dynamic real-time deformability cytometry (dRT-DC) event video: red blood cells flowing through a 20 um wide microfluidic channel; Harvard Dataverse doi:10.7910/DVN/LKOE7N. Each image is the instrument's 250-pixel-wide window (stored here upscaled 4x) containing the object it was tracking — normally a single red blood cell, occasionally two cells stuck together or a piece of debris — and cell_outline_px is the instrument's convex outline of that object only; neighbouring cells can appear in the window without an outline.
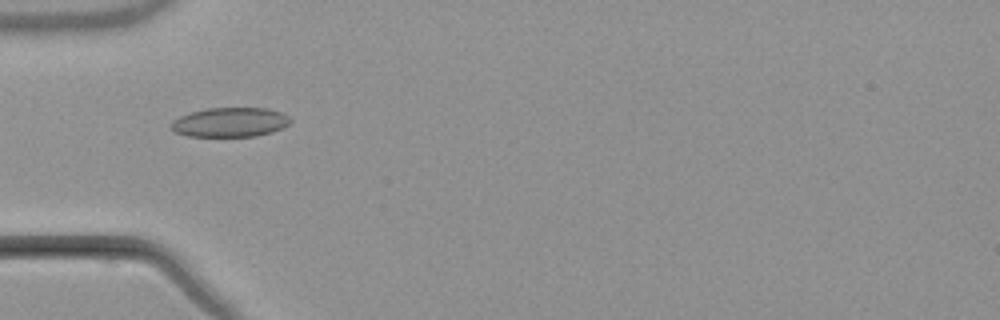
{"species": "common noctule bat (a hibernating species)", "species_latin": "Nyctalus noctula", "temperature_condition": "warm", "stored_images_in_passage": 6, "camera_frame_rate_fps": 3000, "um_per_image_px": 0.085, "animal": {"sex": "male", "body_mass_g": 21.5, "forearm_length_mm": 52.0}, "frame": {"image": 1, "passage_image": 4, "time_ms": 3.667, "image_size_px": [1000, 320], "cell_outline_px": [[292, 120], [288, 124], [272, 132], [256, 136], [188, 136], [176, 132], [172, 128], [172, 120], [180, 116], [192, 112], [208, 108], [268, 108], [280, 112], [288, 116]], "centroid_in_image_um": [19.57, 10.38], "position_along_channel_um": 65.4, "area_um2": 20.23}}
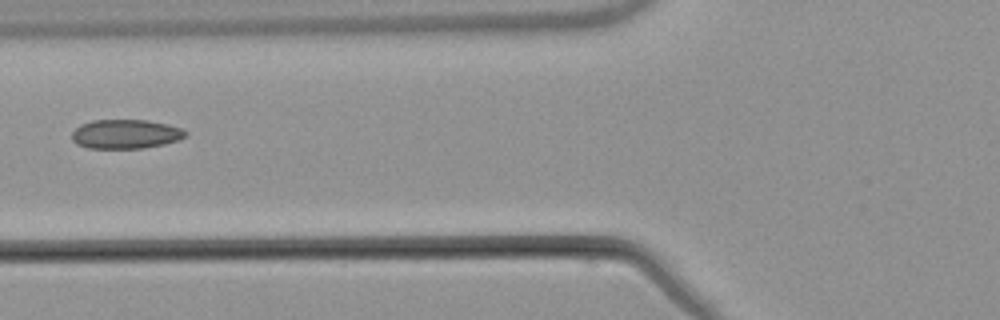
{"frame": {"image": 2, "passage_image": 5, "time_ms": 5.0, "image_size_px": [1000, 320], "cell_outline_px": [[188, 136], [180, 140], [164, 144], [144, 148], [88, 148], [76, 144], [72, 140], [72, 132], [80, 124], [92, 120], [148, 120], [168, 124], [184, 128], [188, 132]], "centroid_in_image_um": [10.73, 11.39], "position_along_channel_um": 115.1, "area_um2": 19.65}}
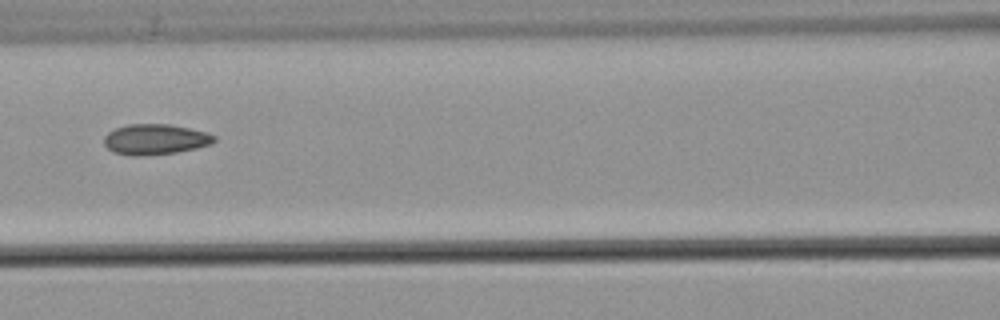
{"frame": {"image": 3, "passage_image": 6, "time_ms": 6.0, "image_size_px": [1000, 320], "cell_outline_px": [[216, 140], [212, 144], [196, 148], [176, 152], [136, 156], [132, 156], [112, 152], [104, 144], [104, 136], [108, 132], [116, 128], [128, 124], [168, 124], [188, 128], [204, 132], [216, 136]], "centroid_in_image_um": [13.17, 11.84], "position_along_channel_um": 153.4, "area_um2": 19.48}}